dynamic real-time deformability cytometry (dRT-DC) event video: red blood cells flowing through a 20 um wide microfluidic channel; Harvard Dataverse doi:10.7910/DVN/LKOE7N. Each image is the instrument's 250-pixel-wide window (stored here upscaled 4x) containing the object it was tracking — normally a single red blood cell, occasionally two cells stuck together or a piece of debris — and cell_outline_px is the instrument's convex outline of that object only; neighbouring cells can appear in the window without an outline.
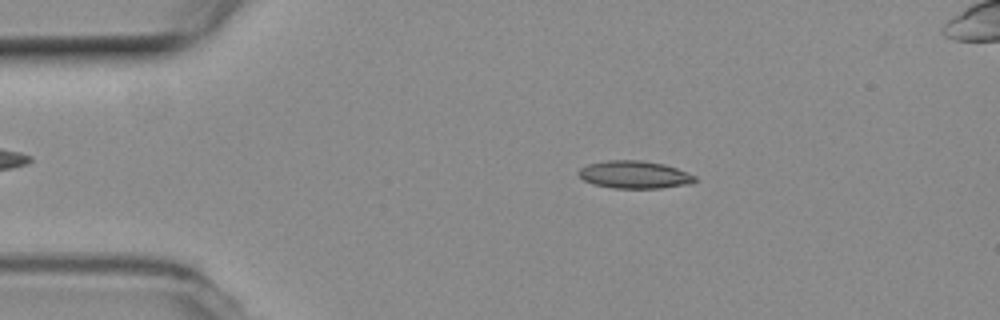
{"species": "common noctule bat (a hibernating species)", "species_latin": "Nyctalus noctula", "temperature_condition": "room temperature", "stored_images_in_passage": 54, "camera_frame_rate_fps": 3000, "um_per_image_px": 0.085, "animal": {"sex": "female", "body_mass_g": 19.3, "forearm_length_mm": 54.1}, "frame": {"image": 1, "passage_image": 9, "time_ms": 2.667, "image_size_px": [1000, 320], "cell_outline_px": [[696, 180], [692, 184], [660, 188], [612, 188], [592, 184], [584, 180], [576, 172], [580, 168], [588, 164], [608, 160], [640, 160], [664, 164], [676, 168], [696, 176]], "centroid_in_image_um": [53.92, 14.85], "position_along_channel_um": 31.1, "area_um2": 18.79}}
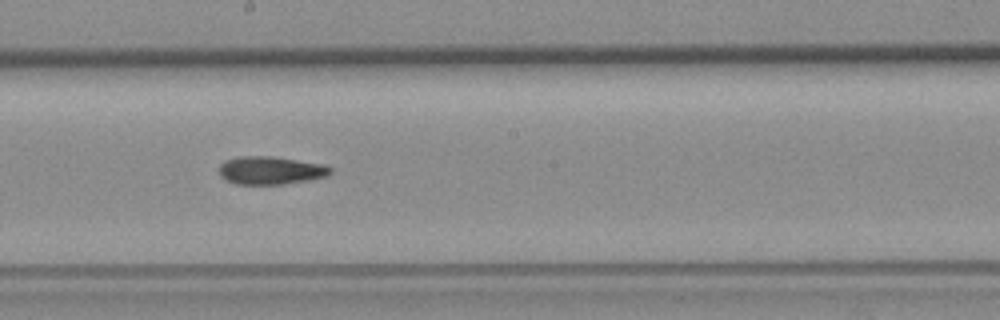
{"frame": {"image": 2, "passage_image": 28, "time_ms": 9.0, "image_size_px": [1000, 320], "cell_outline_px": [[332, 172], [324, 176], [308, 180], [284, 184], [236, 184], [220, 176], [220, 164], [224, 160], [240, 156], [272, 156], [320, 164], [332, 168]], "centroid_in_image_um": [22.96, 14.48], "position_along_channel_um": 225.2, "area_um2": 17.92}}
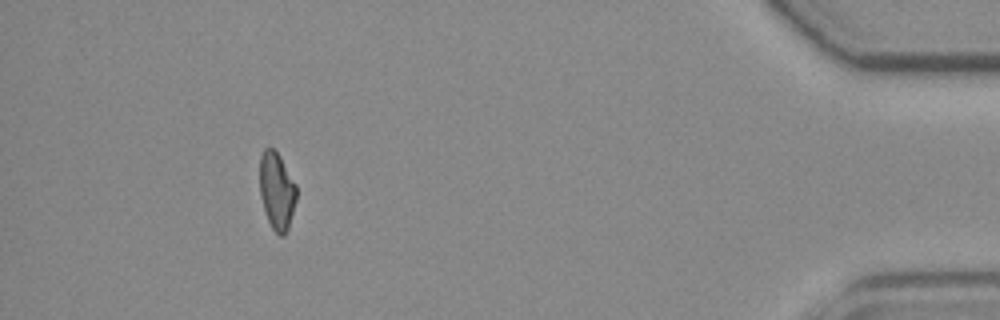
{"frame": {"image": 3, "passage_image": 48, "time_ms": 15.667, "image_size_px": [1000, 320], "cell_outline_px": [[296, 200], [288, 228], [284, 236], [280, 236], [272, 228], [268, 220], [260, 196], [260, 156], [264, 148], [272, 148], [280, 156], [296, 184]], "centroid_in_image_um": [23.52, 16.22], "position_along_channel_um": 411.7, "area_um2": 16.42}}